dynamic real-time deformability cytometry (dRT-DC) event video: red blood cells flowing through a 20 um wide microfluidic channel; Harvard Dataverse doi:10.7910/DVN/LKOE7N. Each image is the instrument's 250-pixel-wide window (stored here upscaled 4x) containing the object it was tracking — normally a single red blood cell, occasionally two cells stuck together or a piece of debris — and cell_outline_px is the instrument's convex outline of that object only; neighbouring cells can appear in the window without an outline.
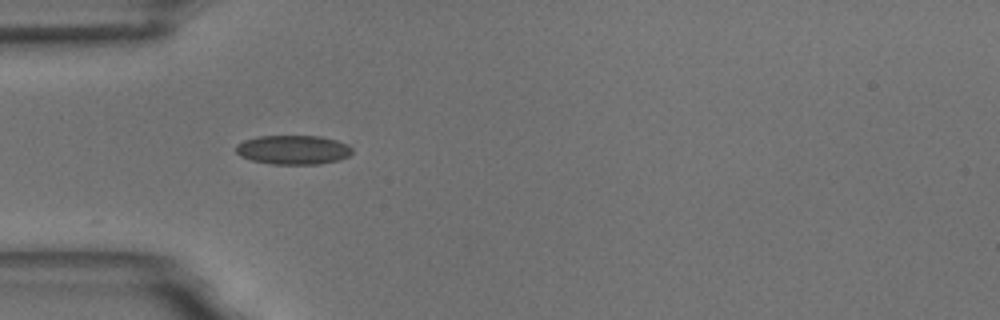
{"species": "common noctule bat (a hibernating species)", "species_latin": "Nyctalus noctula", "temperature_condition": "room temperature", "stored_images_in_passage": 31, "camera_frame_rate_fps": 3000, "um_per_image_px": 0.085, "animal": {"sex": "male", "body_mass_g": 18.8}, "frame": {"image": 1, "passage_image": 1, "time_ms": 0.0, "image_size_px": [1000, 320], "cell_outline_px": [[352, 152], [348, 156], [340, 160], [320, 164], [272, 164], [252, 160], [240, 156], [236, 152], [236, 144], [244, 140], [260, 136], [320, 136], [336, 140], [348, 144], [352, 148]], "centroid_in_image_um": [24.93, 12.73], "position_along_channel_um": 60.1, "area_um2": 19.83}}
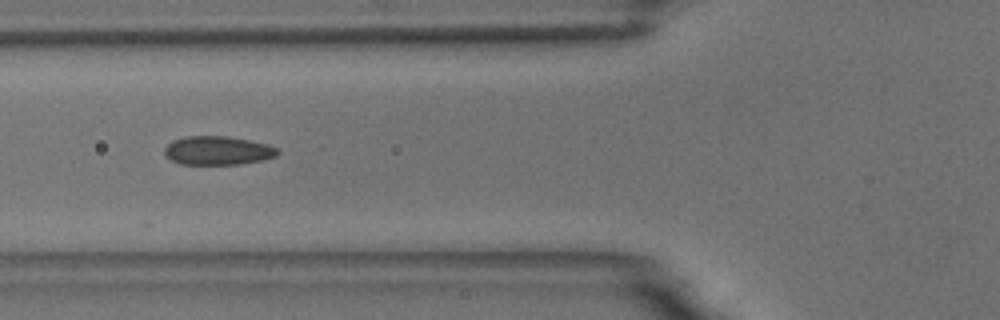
{"frame": {"image": 2, "passage_image": 5, "time_ms": 1.333, "image_size_px": [1000, 320], "cell_outline_px": [[280, 152], [276, 156], [264, 160], [240, 164], [180, 164], [164, 156], [164, 148], [172, 140], [184, 136], [228, 136], [252, 140], [268, 144], [276, 148]], "centroid_in_image_um": [18.51, 12.79], "position_along_channel_um": 107.3, "area_um2": 19.19}}
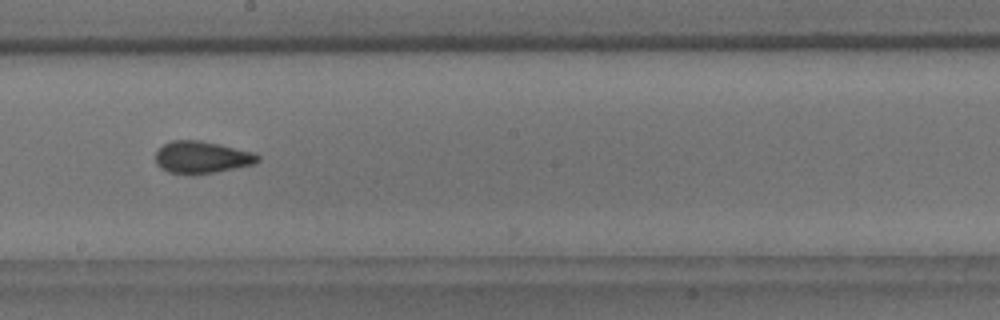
{"frame": {"image": 3, "passage_image": 15, "time_ms": 4.667, "image_size_px": [1000, 320], "cell_outline_px": [[260, 160], [256, 164], [192, 176], [168, 172], [160, 168], [156, 164], [156, 152], [164, 144], [172, 140], [200, 140], [220, 144], [256, 152], [260, 156]], "centroid_in_image_um": [17.17, 13.38], "position_along_channel_um": 231.0, "area_um2": 19.54}, "authors_computed_cell_mechanics": {"area_um2": 18.785, "velocity_mm_per_s": 3.7022, "shape_relaxation_time_tau1_ms": 5.91, "shape_relaxation_time_tau2_ms": 1.7477, "deformation_change_tau1": 0.1166, "deformation_change_tau2": 0.062}}